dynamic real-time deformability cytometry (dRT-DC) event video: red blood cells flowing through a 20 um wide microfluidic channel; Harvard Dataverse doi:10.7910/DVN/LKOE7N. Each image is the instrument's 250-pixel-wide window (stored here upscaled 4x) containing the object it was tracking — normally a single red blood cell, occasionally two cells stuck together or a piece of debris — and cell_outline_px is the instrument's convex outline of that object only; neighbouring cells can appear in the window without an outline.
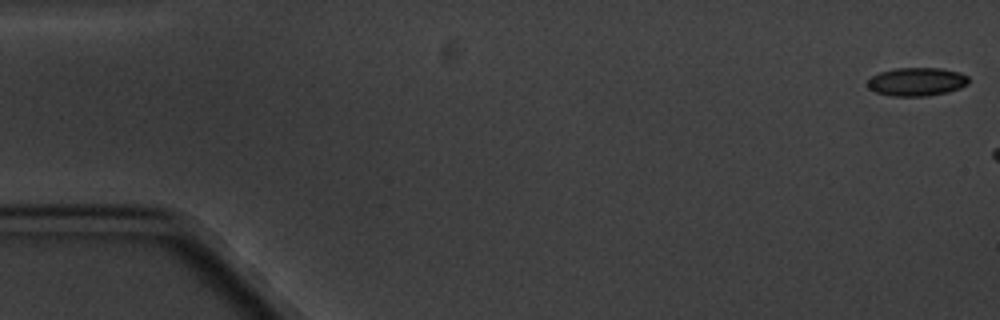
{"species": "common noctule bat (a hibernating species)", "species_latin": "Nyctalus noctula", "temperature_condition": "cold", "stored_images_in_passage": 3, "camera_frame_rate_fps": 3000, "um_per_image_px": 0.085, "animal": {"sex": "male", "body_mass_g": 20.1, "forearm_length_mm": 53.5}, "frame": {"image": 1, "passage_image": 1, "time_ms": 0.0, "image_size_px": [1000, 320], "cell_outline_px": [[968, 84], [960, 88], [948, 92], [928, 96], [892, 96], [876, 92], [868, 88], [868, 80], [872, 76], [880, 72], [896, 68], [940, 68], [960, 72], [968, 76]], "centroid_in_image_um": [77.94, 6.95], "position_along_channel_um": 7.1, "area_um2": 16.76}}